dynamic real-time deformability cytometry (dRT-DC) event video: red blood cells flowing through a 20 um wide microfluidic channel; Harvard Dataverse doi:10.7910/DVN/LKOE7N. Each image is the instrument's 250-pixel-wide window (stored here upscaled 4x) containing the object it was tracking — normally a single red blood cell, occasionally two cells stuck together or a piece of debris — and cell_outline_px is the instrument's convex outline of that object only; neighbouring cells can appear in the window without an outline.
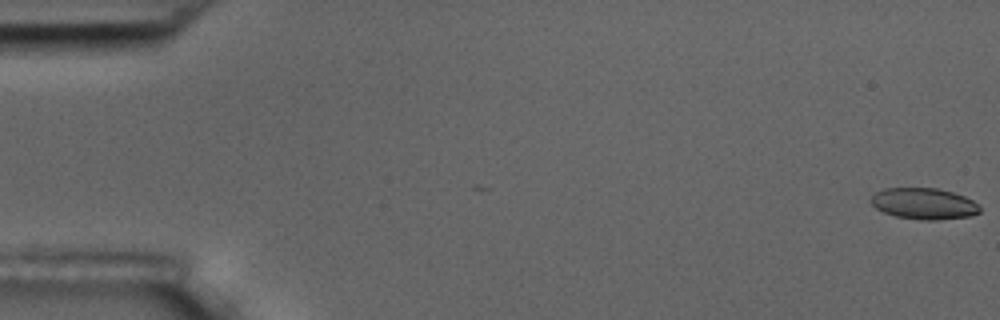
{"species": "common noctule bat (a hibernating species)", "species_latin": "Nyctalus noctula", "temperature_condition": "room temperature", "stored_images_in_passage": 6, "camera_frame_rate_fps": 3000, "um_per_image_px": 0.085, "animal": {"sex": "male", "body_mass_g": 17.5, "forearm_length_mm": 52.3}, "frame": {"image": 1, "passage_image": 1, "time_ms": 0.0, "image_size_px": [1000, 320], "cell_outline_px": [[980, 212], [972, 216], [940, 220], [920, 220], [896, 216], [884, 212], [876, 208], [872, 204], [872, 196], [876, 192], [884, 188], [936, 188], [952, 192], [964, 196], [972, 200], [980, 208]], "centroid_in_image_um": [78.55, 17.32], "position_along_channel_um": 6.5, "area_um2": 19.77}}
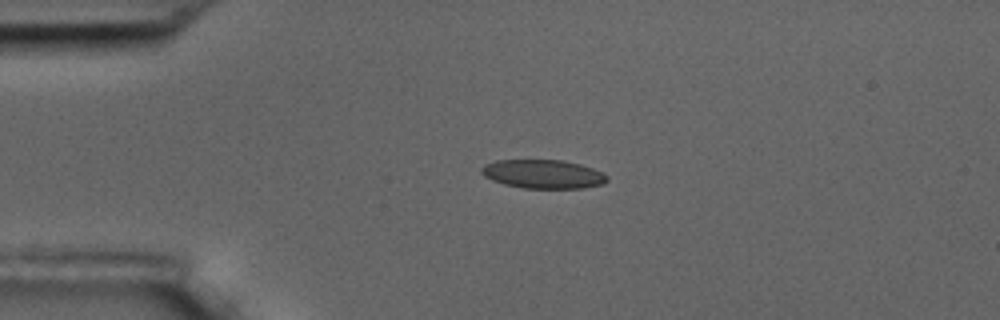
{"frame": {"image": 2, "passage_image": 5, "time_ms": 4.333, "image_size_px": [1000, 320], "cell_outline_px": [[608, 180], [604, 184], [584, 188], [524, 188], [504, 184], [492, 180], [484, 176], [480, 172], [480, 168], [484, 164], [496, 160], [564, 160], [580, 164], [604, 172], [608, 176]], "centroid_in_image_um": [46.18, 14.79], "position_along_channel_um": 38.8, "area_um2": 21.27}}